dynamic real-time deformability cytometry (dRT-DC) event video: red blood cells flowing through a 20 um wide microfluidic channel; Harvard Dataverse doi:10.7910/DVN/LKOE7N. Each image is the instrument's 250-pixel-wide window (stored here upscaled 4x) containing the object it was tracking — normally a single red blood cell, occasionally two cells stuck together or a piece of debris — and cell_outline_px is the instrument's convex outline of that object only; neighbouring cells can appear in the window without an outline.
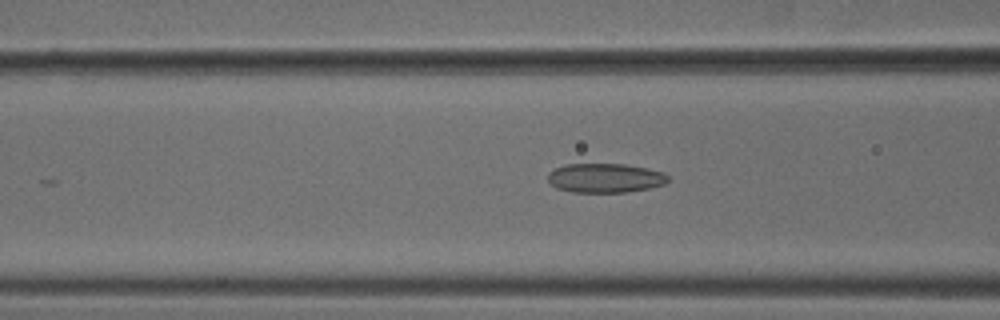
{"species": "common noctule bat (a hibernating species)", "species_latin": "Nyctalus noctula", "temperature_condition": "cold", "stored_images_in_passage": 39, "camera_frame_rate_fps": 3000, "um_per_image_px": 0.085, "animal": {"sex": "male", "body_mass_g": 18.8}, "frame": {"image": 1, "passage_image": 7, "time_ms": 2.0, "image_size_px": [1000, 320], "cell_outline_px": [[668, 180], [664, 184], [648, 188], [628, 192], [572, 192], [556, 188], [548, 180], [548, 172], [564, 164], [624, 164], [648, 168], [664, 172], [668, 176]], "centroid_in_image_um": [51.43, 15.12], "position_along_channel_um": 115.2, "area_um2": 20.52}}
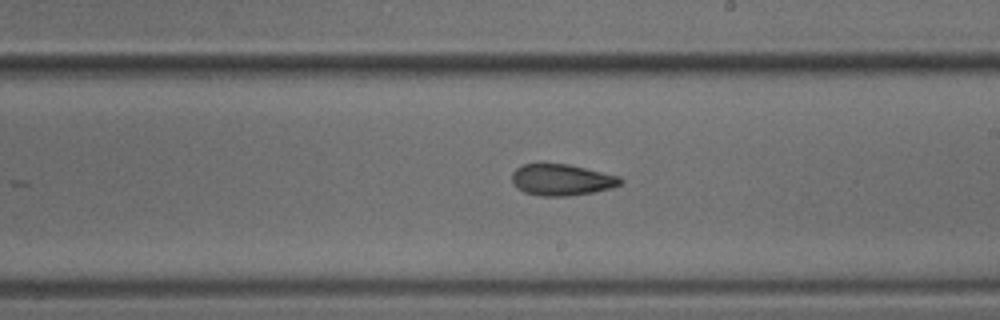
{"frame": {"image": 2, "passage_image": 17, "time_ms": 5.333, "image_size_px": [1000, 320], "cell_outline_px": [[624, 180], [620, 184], [612, 188], [592, 192], [568, 196], [544, 196], [524, 192], [516, 188], [512, 180], [512, 172], [516, 168], [524, 164], [540, 160], [568, 164], [620, 176]], "centroid_in_image_um": [47.7, 15.24], "position_along_channel_um": 241.3, "area_um2": 20.4}}
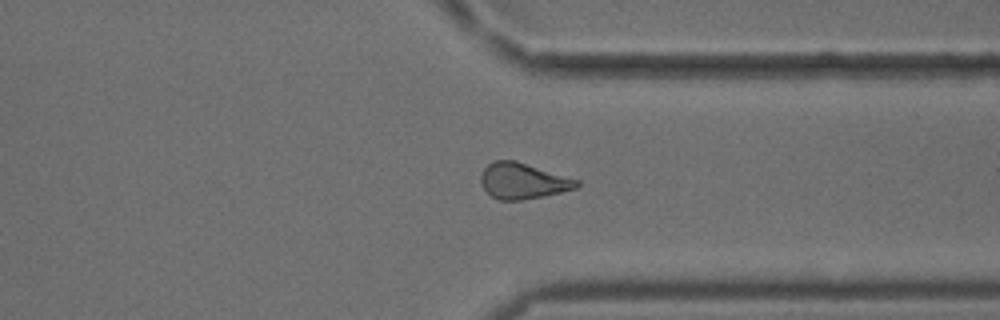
{"frame": {"image": 3, "passage_image": 27, "time_ms": 8.667, "image_size_px": [1000, 320], "cell_outline_px": [[580, 184], [576, 188], [544, 196], [520, 200], [500, 200], [492, 196], [480, 184], [480, 176], [484, 168], [488, 164], [496, 160], [516, 160], [580, 180]], "centroid_in_image_um": [44.45, 15.37], "position_along_channel_um": 367.0, "area_um2": 20.06}, "authors_computed_cell_mechanics": {"area_um2": 19.941, "velocity_mm_per_s": 3.7779, "shape_relaxation_time_tau1_ms": null, "shape_relaxation_time_tau2_ms": 5.5373, "deformation_change_tau1": null, "deformation_change_tau2": 0.1224}}